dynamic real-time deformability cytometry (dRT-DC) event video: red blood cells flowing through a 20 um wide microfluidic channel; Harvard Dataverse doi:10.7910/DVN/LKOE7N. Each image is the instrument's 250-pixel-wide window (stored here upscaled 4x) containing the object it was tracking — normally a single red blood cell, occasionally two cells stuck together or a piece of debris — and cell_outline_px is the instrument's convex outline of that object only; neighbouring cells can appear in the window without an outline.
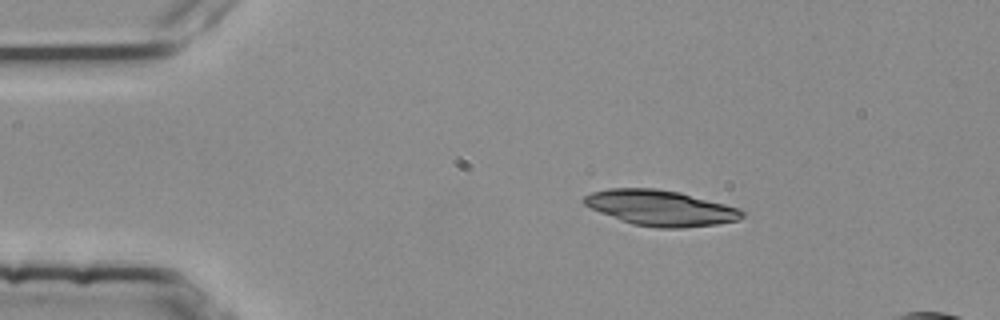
{"species": "common noctule bat (a hibernating species)", "species_latin": "Nyctalus noctula", "temperature_condition": "room temperature", "stored_images_in_passage": 4, "camera_frame_rate_fps": 3000, "um_per_image_px": 0.085, "animal": {"sex": "female", "body_mass_g": 25.1}, "frame": {"image": 1, "passage_image": 3, "time_ms": 0.667, "image_size_px": [1000, 320], "cell_outline_px": [[744, 216], [736, 220], [716, 224], [684, 228], [660, 228], [632, 224], [620, 220], [600, 212], [584, 204], [580, 200], [584, 196], [592, 192], [608, 188], [656, 188], [680, 192], [724, 204], [736, 208], [744, 212]], "centroid_in_image_um": [56.1, 17.67], "position_along_channel_um": 28.9, "area_um2": 32.54}}